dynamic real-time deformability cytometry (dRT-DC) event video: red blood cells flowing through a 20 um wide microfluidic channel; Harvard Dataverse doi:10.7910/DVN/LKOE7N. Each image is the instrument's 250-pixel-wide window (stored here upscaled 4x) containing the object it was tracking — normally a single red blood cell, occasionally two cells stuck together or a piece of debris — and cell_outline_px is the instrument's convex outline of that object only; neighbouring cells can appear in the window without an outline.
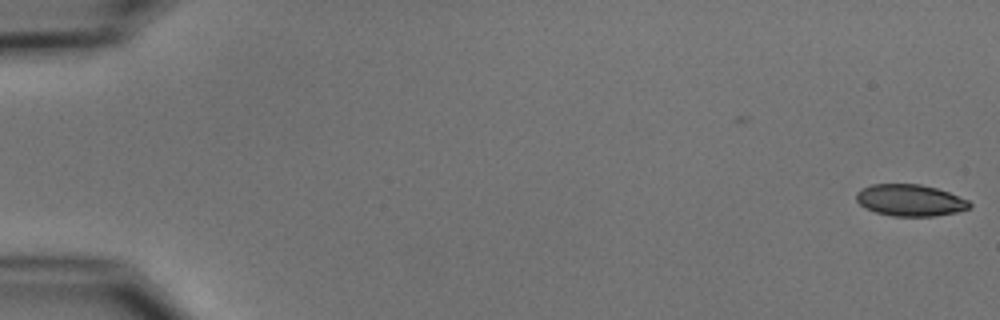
{"species": "common noctule bat (a hibernating species)", "species_latin": "Nyctalus noctula", "temperature_condition": "cold", "stored_images_in_passage": 51, "camera_frame_rate_fps": 3000, "um_per_image_px": 0.085, "animal": {"sex": "male", "body_mass_g": 15.6}, "frame": {"image": 1, "passage_image": 1, "time_ms": 0.0, "image_size_px": [1000, 320], "cell_outline_px": [[972, 204], [968, 208], [956, 212], [936, 216], [892, 216], [876, 212], [864, 208], [856, 200], [856, 192], [872, 184], [920, 184], [936, 188], [948, 192], [968, 200]], "centroid_in_image_um": [77.34, 17.02], "position_along_channel_um": 7.7, "area_um2": 20.81}}
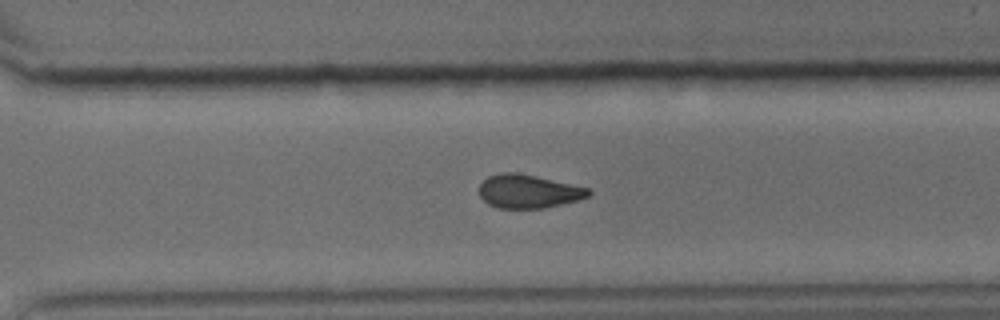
{"frame": {"image": 2, "passage_image": 39, "time_ms": 12.667, "image_size_px": [1000, 320], "cell_outline_px": [[592, 192], [588, 196], [576, 200], [544, 208], [496, 208], [488, 204], [480, 196], [480, 184], [488, 176], [500, 172], [516, 172], [592, 188]], "centroid_in_image_um": [44.91, 16.26], "position_along_channel_um": 325.7, "area_um2": 21.33}}
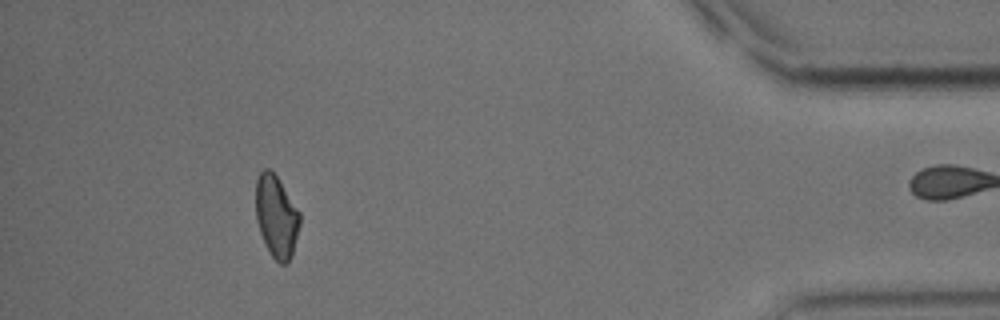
{"frame": {"image": 3, "passage_image": 50, "time_ms": 16.333, "image_size_px": [1000, 320], "cell_outline_px": [[300, 224], [292, 256], [288, 264], [280, 264], [272, 256], [260, 232], [256, 220], [256, 180], [260, 172], [264, 168], [272, 168], [300, 212]], "centroid_in_image_um": [23.5, 18.37], "position_along_channel_um": 411.7, "area_um2": 21.21}}